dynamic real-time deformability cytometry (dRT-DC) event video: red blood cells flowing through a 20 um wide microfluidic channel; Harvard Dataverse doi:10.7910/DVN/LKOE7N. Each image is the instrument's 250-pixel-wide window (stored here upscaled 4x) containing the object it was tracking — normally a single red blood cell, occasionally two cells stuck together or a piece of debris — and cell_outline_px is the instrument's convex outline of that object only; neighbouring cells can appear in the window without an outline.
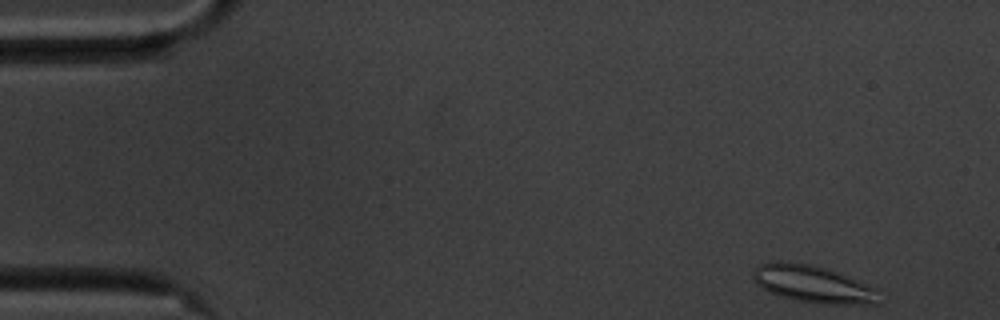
{"species": "common noctule bat (a hibernating species)", "species_latin": "Nyctalus noctula", "temperature_condition": "cold", "stored_images_in_passage": 54, "camera_frame_rate_fps": 3000, "um_per_image_px": 0.085, "animal": {"sex": "male", "body_mass_g": 20.1, "forearm_length_mm": 53.5}, "frame": {"image": 1, "passage_image": 1, "time_ms": 0.0, "image_size_px": [1000, 320], "cell_outline_px": [[880, 304], [824, 304], [796, 300], [772, 292], [756, 284], [752, 280], [752, 276], [756, 268], [760, 264], [768, 260], [812, 264], [828, 268], [876, 288]], "centroid_in_image_um": [69.1, 24.13], "position_along_channel_um": 15.9, "area_um2": 27.17}}
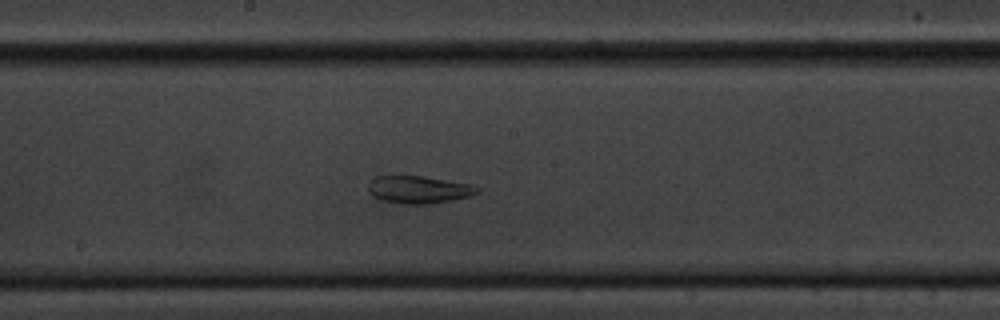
{"frame": {"image": 2, "passage_image": 27, "time_ms": 8.667, "image_size_px": [1000, 320], "cell_outline_px": [[480, 192], [468, 196], [452, 200], [428, 204], [400, 204], [380, 200], [372, 196], [368, 192], [368, 184], [376, 176], [424, 176], [472, 184], [480, 188]], "centroid_in_image_um": [35.58, 16.12], "position_along_channel_um": 212.6, "area_um2": 17.63}}
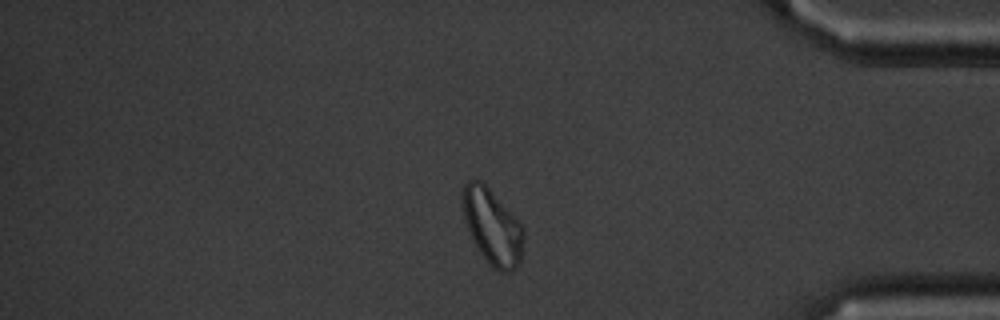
{"frame": {"image": 3, "passage_image": 45, "time_ms": 14.667, "image_size_px": [1000, 320], "cell_outline_px": [[524, 236], [520, 264], [516, 268], [508, 272], [500, 272], [480, 252], [472, 240], [464, 216], [460, 192], [464, 184], [468, 180], [480, 180], [520, 220], [524, 228]], "centroid_in_image_um": [41.86, 19.24], "position_along_channel_um": 393.3, "area_um2": 26.82}, "authors_computed_cell_mechanics": {"area_um2": 23.3223, "velocity_mm_per_s": 3.4621, "shape_relaxation_time_tau1_ms": null, "shape_relaxation_time_tau2_ms": 2.5198, "deformation_change_tau1": null, "deformation_change_tau2": 0.0796}}